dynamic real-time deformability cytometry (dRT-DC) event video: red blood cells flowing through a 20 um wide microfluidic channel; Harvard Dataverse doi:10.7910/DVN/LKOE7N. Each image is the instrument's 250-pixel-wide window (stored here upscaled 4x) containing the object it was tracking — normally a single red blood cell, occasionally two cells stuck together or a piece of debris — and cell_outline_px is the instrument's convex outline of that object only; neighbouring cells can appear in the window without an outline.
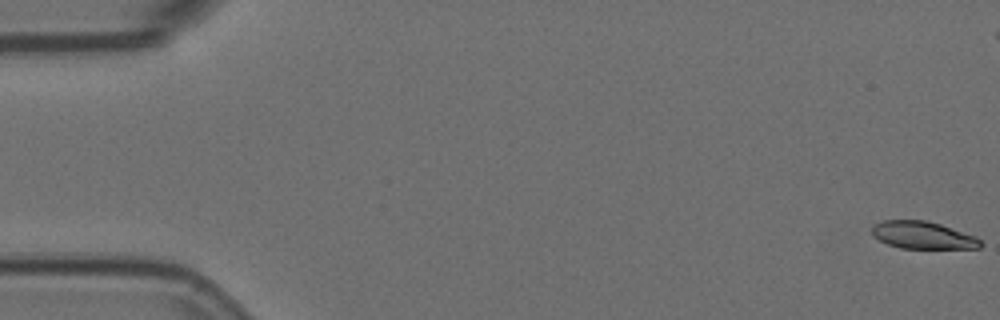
{"species": "Egyptian fruit bat (a non-hibernating species)", "species_latin": "Rousettus aegyptiacus", "temperature_condition": "room temperature", "stored_images_in_passage": 58, "camera_frame_rate_fps": 3000, "um_per_image_px": 0.085, "animal": {"sex": "female"}, "frame": {"image": 1, "passage_image": 1, "time_ms": 0.0, "image_size_px": [1000, 320], "cell_outline_px": [[984, 244], [980, 248], [900, 248], [888, 244], [872, 236], [872, 224], [884, 220], [924, 220], [940, 224], [976, 236]], "centroid_in_image_um": [78.43, 19.99], "position_along_channel_um": 6.6, "area_um2": 17.34}}
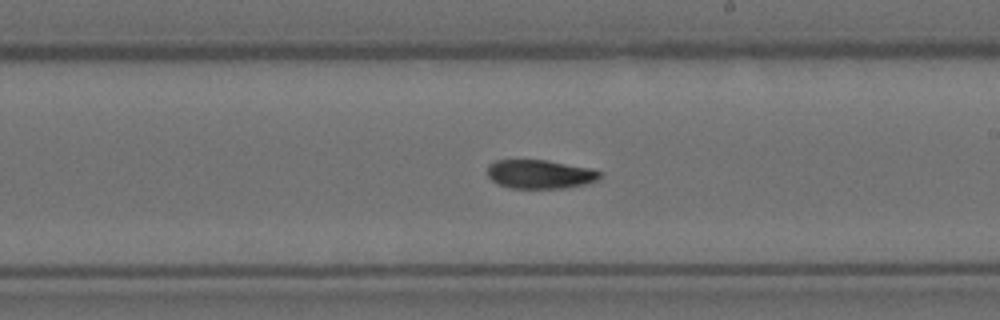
{"frame": {"image": 2, "passage_image": 33, "time_ms": 10.667, "image_size_px": [1000, 320], "cell_outline_px": [[600, 176], [596, 180], [584, 184], [564, 188], [512, 188], [500, 184], [492, 180], [488, 176], [488, 164], [496, 160], [544, 160], [588, 168], [600, 172]], "centroid_in_image_um": [45.85, 14.8], "position_along_channel_um": 243.2, "area_um2": 18.5}}
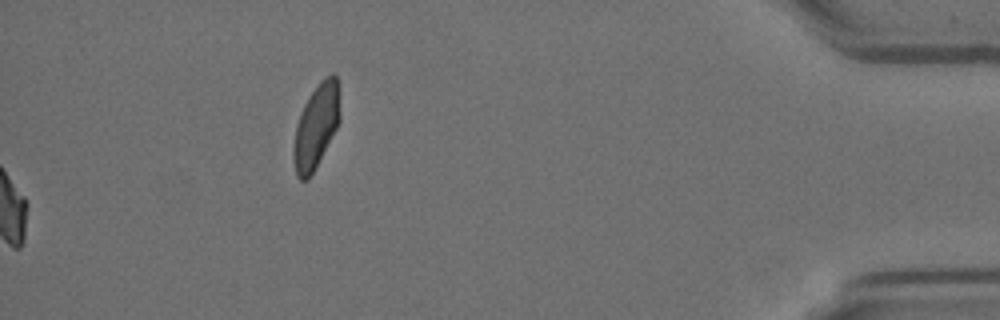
{"frame": {"image": 3, "passage_image": 58, "time_ms": 19.0, "image_size_px": [1000, 320], "cell_outline_px": [[340, 120], [336, 128], [308, 180], [300, 180], [296, 176], [292, 160], [292, 148], [296, 124], [300, 112], [308, 96], [320, 80], [324, 76], [332, 72], [336, 76], [340, 112]], "centroid_in_image_um": [26.83, 10.72], "position_along_channel_um": 408.4, "area_um2": 22.77}, "authors_computed_cell_mechanics": {"area_um2": 19.1318, "velocity_mm_per_s": 3.5972, "shape_relaxation_time_tau1_ms": 4.3887, "shape_relaxation_time_tau2_ms": null, "deformation_change_tau1": 0.1454, "deformation_change_tau2": null}}